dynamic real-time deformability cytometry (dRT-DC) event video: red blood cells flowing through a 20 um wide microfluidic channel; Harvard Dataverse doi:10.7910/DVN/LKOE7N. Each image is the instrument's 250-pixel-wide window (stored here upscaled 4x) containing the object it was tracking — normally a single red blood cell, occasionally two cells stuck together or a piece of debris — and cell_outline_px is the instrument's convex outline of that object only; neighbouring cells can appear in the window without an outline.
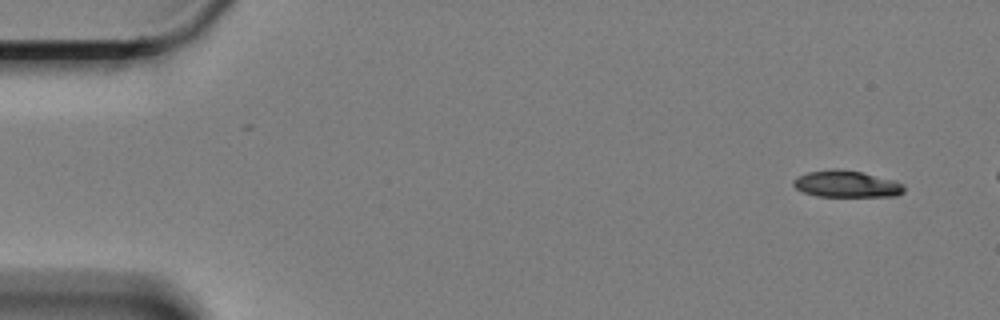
{"species": "Egyptian fruit bat (a non-hibernating species)", "species_latin": "Rousettus aegyptiacus", "temperature_condition": "cold", "stored_images_in_passage": 52, "camera_frame_rate_fps": 3000, "um_per_image_px": 0.085, "animal": {"sex": "female"}, "frame": {"image": 1, "passage_image": 1, "time_ms": 0.0, "image_size_px": [1000, 320], "cell_outline_px": [[904, 192], [896, 196], [816, 196], [804, 192], [796, 188], [792, 184], [792, 180], [796, 176], [808, 172], [832, 168], [836, 168], [860, 172], [896, 180], [904, 184]], "centroid_in_image_um": [71.94, 15.63], "position_along_channel_um": 13.1, "area_um2": 17.34}}
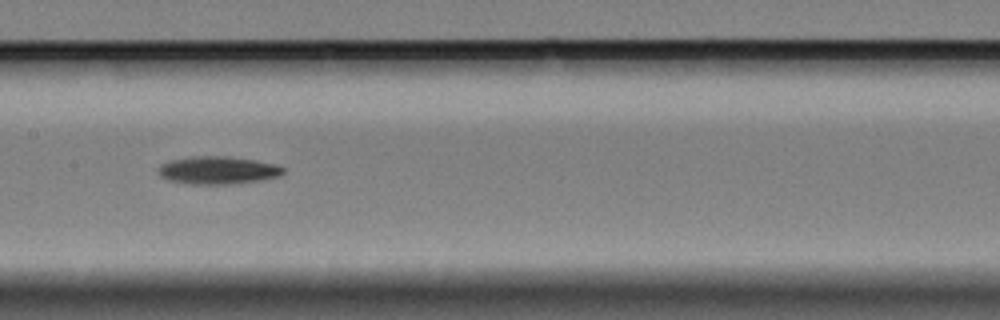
{"frame": {"image": 2, "passage_image": 27, "time_ms": 8.667, "image_size_px": [1000, 320], "cell_outline_px": [[284, 172], [280, 176], [260, 180], [236, 184], [192, 184], [168, 180], [160, 176], [160, 164], [172, 160], [192, 156], [224, 156], [252, 160], [272, 164], [284, 168]], "centroid_in_image_um": [18.51, 14.48], "position_along_channel_um": 188.9, "area_um2": 19.94}}
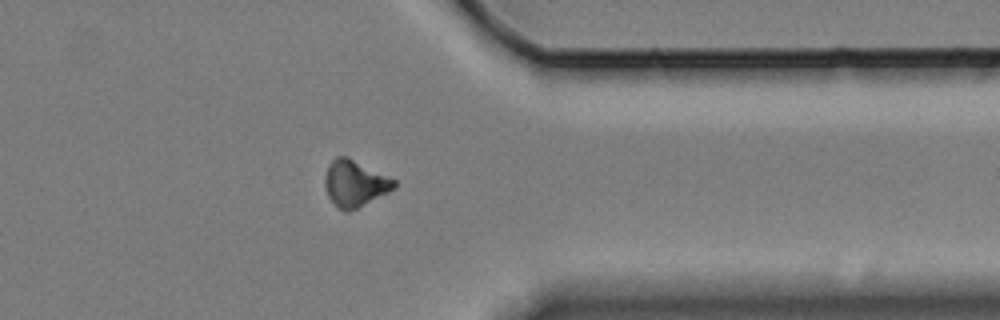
{"frame": {"image": 3, "passage_image": 45, "time_ms": 14.667, "image_size_px": [1000, 320], "cell_outline_px": [[396, 188], [348, 212], [344, 212], [328, 196], [324, 188], [324, 176], [328, 164], [336, 156], [344, 156], [396, 180]], "centroid_in_image_um": [30.13, 15.59], "position_along_channel_um": 381.3, "area_um2": 18.32}}